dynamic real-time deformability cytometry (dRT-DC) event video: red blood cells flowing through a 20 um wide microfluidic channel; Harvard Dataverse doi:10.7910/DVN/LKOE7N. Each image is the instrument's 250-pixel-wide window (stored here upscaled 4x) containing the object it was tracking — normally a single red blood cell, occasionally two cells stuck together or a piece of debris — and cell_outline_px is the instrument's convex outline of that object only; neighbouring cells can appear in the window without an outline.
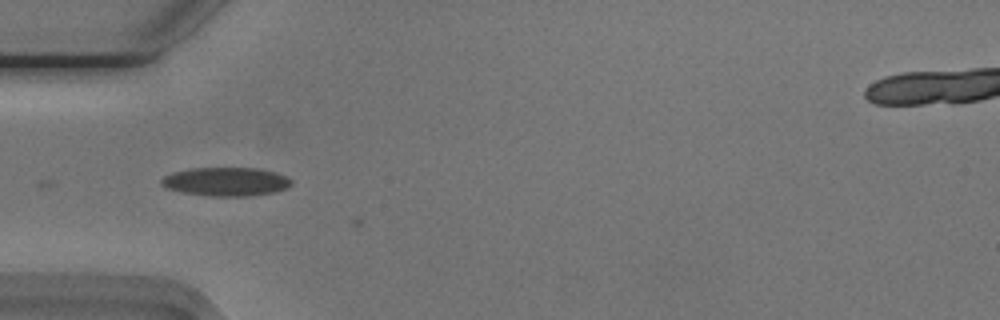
{"species": "Egyptian fruit bat (a non-hibernating species)", "species_latin": "Rousettus aegyptiacus", "temperature_condition": "cold", "stored_images_in_passage": 3, "camera_frame_rate_fps": 3000, "um_per_image_px": 0.085, "animal": {"sex": "male"}, "frame": {"image": 1, "passage_image": 2, "time_ms": 0.333, "image_size_px": [1000, 320], "cell_outline_px": [[292, 184], [288, 188], [272, 192], [248, 196], [204, 196], [180, 192], [164, 188], [160, 184], [160, 180], [164, 176], [172, 172], [192, 168], [256, 168], [276, 172], [288, 176], [292, 180]], "centroid_in_image_um": [19.18, 15.44], "position_along_channel_um": 65.8, "area_um2": 22.02}}